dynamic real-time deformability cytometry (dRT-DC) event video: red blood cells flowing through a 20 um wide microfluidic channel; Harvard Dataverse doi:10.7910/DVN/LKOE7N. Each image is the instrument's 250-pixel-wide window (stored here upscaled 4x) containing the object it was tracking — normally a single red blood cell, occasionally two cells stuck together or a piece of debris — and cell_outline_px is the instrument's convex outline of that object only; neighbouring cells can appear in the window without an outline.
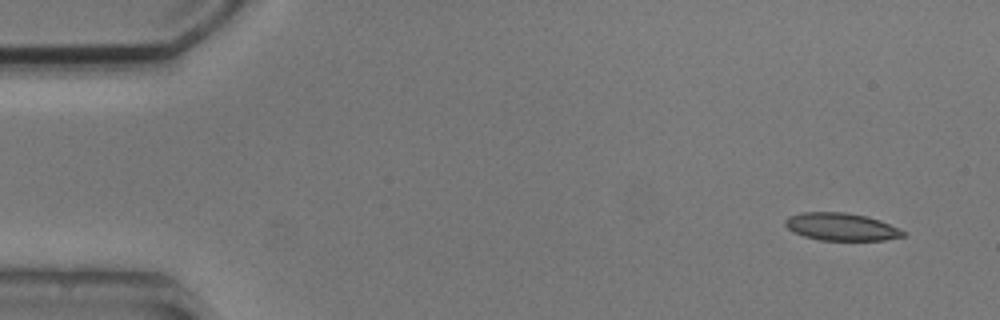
{"species": "common noctule bat (a hibernating species)", "species_latin": "Nyctalus noctula", "temperature_condition": "cold", "stored_images_in_passage": 4, "camera_frame_rate_fps": 3000, "um_per_image_px": 0.085, "animal": {"sex": "male", "body_mass_g": 20.5, "forearm_length_mm": 52.5}, "frame": {"image": 1, "passage_image": 1, "time_ms": 0.0, "image_size_px": [1000, 320], "cell_outline_px": [[904, 236], [884, 240], [820, 240], [804, 236], [792, 232], [784, 224], [784, 220], [788, 216], [800, 212], [844, 212], [868, 216], [880, 220], [904, 232]], "centroid_in_image_um": [71.44, 19.27], "position_along_channel_um": 13.6, "area_um2": 18.9}}
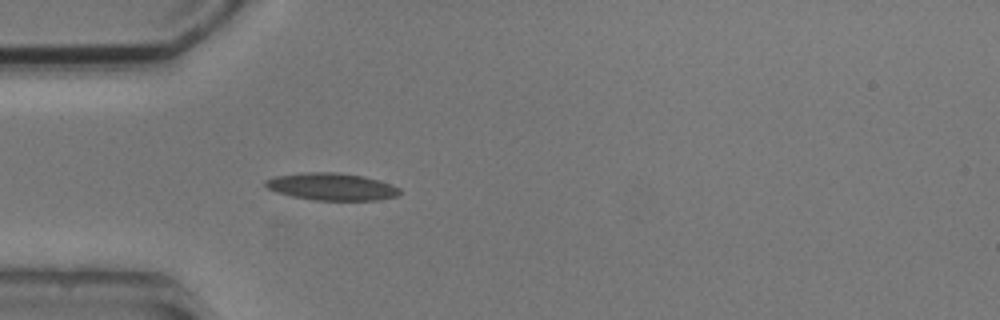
{"frame": {"image": 2, "passage_image": 4, "time_ms": 4.0, "image_size_px": [1000, 320], "cell_outline_px": [[400, 192], [396, 196], [376, 200], [316, 200], [292, 196], [276, 192], [268, 188], [264, 184], [264, 180], [276, 176], [304, 172], [336, 172], [364, 176], [380, 180], [392, 184], [400, 188]], "centroid_in_image_um": [28.19, 15.86], "position_along_channel_um": 56.8, "area_um2": 21.33}}